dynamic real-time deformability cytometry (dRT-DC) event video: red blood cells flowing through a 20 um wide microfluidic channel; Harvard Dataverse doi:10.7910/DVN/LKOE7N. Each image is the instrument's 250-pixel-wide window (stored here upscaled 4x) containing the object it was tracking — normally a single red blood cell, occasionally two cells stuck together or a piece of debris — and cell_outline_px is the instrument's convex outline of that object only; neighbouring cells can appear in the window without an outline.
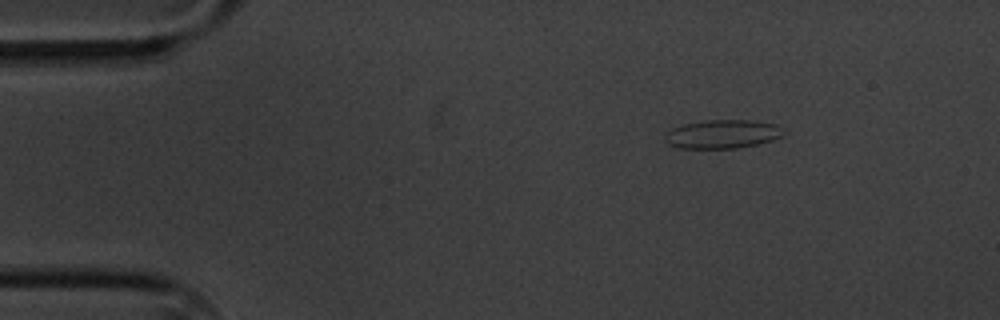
{"species": "common noctule bat (a hibernating species)", "species_latin": "Nyctalus noctula", "temperature_condition": "cold", "stored_images_in_passage": 5, "segment_of_instrument_passage": [2, 2], "camera_frame_rate_fps": 3000, "um_per_image_px": 0.085, "animal": {"sex": "male", "body_mass_g": 20.1, "forearm_length_mm": 53.5}, "frame": {"image": 1, "passage_image": 5, "time_ms": 4.667, "image_size_px": [1000, 320], "cell_outline_px": [[788, 132], [784, 136], [772, 140], [756, 144], [736, 148], [676, 148], [668, 144], [664, 140], [664, 136], [672, 128], [684, 124], [704, 120], [752, 120], [776, 124]], "centroid_in_image_um": [61.44, 11.39], "position_along_channel_um": 23.6, "area_um2": 20.0}}